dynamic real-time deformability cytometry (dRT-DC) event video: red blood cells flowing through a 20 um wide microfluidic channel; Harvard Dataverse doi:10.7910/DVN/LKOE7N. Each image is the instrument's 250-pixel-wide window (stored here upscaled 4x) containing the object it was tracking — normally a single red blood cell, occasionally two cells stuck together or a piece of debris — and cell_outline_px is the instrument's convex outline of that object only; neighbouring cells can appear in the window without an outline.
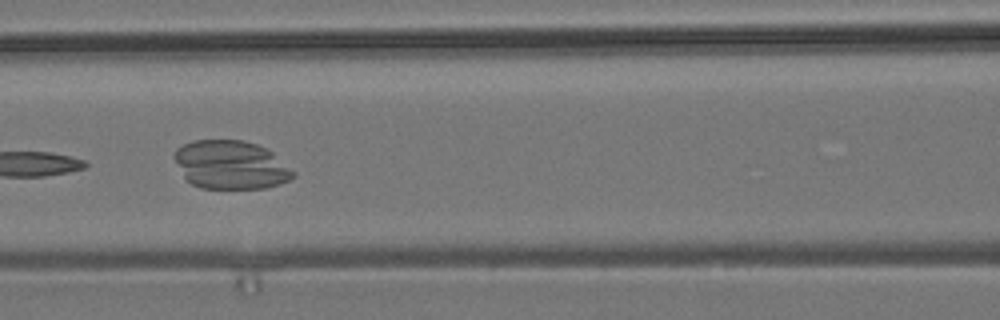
{"species": "common noctule bat (a hibernating species)", "species_latin": "Nyctalus noctula", "temperature_condition": "room temperature", "stored_images_in_passage": 8, "camera_frame_rate_fps": 3000, "um_per_image_px": 0.085, "animal": {"sex": "male", "body_mass_g": 19.2, "forearm_length_mm": 51.8}, "frame": {"image": 1, "passage_image": 7, "time_ms": 7.333, "image_size_px": [1000, 320], "cell_outline_px": [[296, 176], [280, 184], [264, 188], [200, 188], [192, 184], [184, 176], [172, 156], [176, 148], [192, 140], [244, 140], [256, 144], [272, 152], [296, 172]], "centroid_in_image_um": [19.61, 14.01], "position_along_channel_um": 147.0, "area_um2": 33.64}}